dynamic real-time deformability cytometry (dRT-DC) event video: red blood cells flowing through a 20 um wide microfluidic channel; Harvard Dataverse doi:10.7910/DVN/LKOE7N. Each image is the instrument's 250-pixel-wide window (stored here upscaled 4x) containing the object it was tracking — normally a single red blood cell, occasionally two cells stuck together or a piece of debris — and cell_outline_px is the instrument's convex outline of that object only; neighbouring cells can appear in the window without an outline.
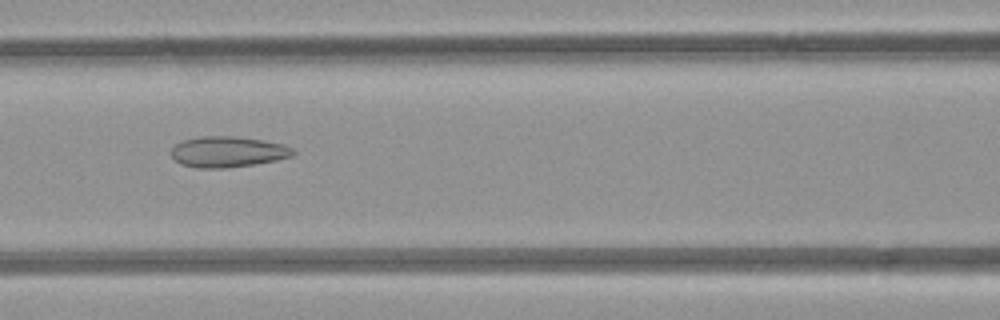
{"species": "common noctule bat (a hibernating species)", "species_latin": "Nyctalus noctula", "temperature_condition": "room temperature", "stored_images_in_passage": 4, "camera_frame_rate_fps": 3000, "um_per_image_px": 0.085, "animal": {"sex": "female", "body_mass_g": 21.9}, "frame": {"image": 1, "passage_image": 3, "time_ms": 2.0, "image_size_px": [1000, 320], "cell_outline_px": [[296, 152], [292, 156], [276, 160], [256, 164], [228, 168], [196, 168], [180, 164], [172, 156], [172, 148], [176, 144], [184, 140], [200, 136], [236, 136], [264, 140], [284, 144], [292, 148]], "centroid_in_image_um": [19.38, 12.9], "position_along_channel_um": 147.2, "area_um2": 22.02}}